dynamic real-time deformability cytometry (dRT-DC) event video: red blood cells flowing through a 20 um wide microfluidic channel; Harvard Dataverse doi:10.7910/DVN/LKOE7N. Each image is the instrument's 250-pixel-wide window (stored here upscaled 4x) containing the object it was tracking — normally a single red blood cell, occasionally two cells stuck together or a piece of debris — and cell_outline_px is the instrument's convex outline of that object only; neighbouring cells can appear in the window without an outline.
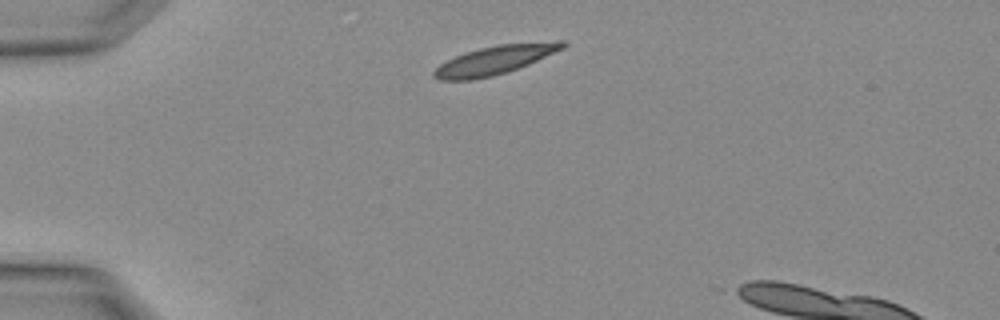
{"species": "Egyptian fruit bat (a non-hibernating species)", "species_latin": "Rousettus aegyptiacus", "temperature_condition": "warm", "stored_images_in_passage": 2, "camera_frame_rate_fps": 3000, "um_per_image_px": 0.085, "animal": {"sex": "female"}, "frame": {"image": 1, "passage_image": 2, "time_ms": 0.333, "image_size_px": [1000, 320], "cell_outline_px": [[568, 44], [564, 48], [528, 64], [492, 76], [472, 80], [440, 80], [432, 76], [432, 72], [440, 64], [456, 56], [480, 48], [500, 44], [556, 40], [564, 40]], "centroid_in_image_um": [42.09, 5.09], "position_along_channel_um": 42.9, "area_um2": 21.33}}